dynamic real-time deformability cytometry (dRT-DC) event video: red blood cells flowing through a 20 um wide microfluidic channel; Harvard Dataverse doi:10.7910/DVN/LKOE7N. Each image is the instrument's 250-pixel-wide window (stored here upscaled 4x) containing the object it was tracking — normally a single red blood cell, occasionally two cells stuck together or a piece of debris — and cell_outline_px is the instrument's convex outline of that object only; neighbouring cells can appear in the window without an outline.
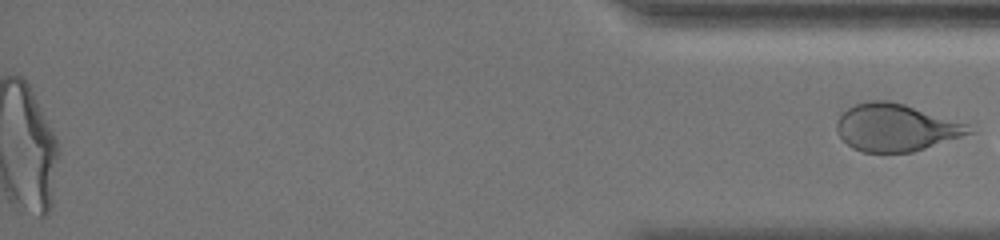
{"species": "human", "species_latin": "Homo sapiens", "temperature_condition": "cold", "stored_images_in_passage": 50, "segment_of_instrument_passage": [2, 2], "camera_frame_rate_fps": 3000, "um_per_image_px": 0.085, "donor": {"sex": "female"}, "frame": {"image": 1, "passage_image": 50, "time_ms": 16.333, "image_size_px": [1000, 240], "cell_outline_px": [[976, 132], [912, 152], [864, 152], [852, 148], [840, 136], [836, 128], [836, 124], [840, 116], [848, 108], [856, 104], [872, 100], [884, 100], [904, 104], [964, 124]], "centroid_in_image_um": [76.11, 10.85], "position_along_channel_um": 359.1, "area_um2": 35.72}}